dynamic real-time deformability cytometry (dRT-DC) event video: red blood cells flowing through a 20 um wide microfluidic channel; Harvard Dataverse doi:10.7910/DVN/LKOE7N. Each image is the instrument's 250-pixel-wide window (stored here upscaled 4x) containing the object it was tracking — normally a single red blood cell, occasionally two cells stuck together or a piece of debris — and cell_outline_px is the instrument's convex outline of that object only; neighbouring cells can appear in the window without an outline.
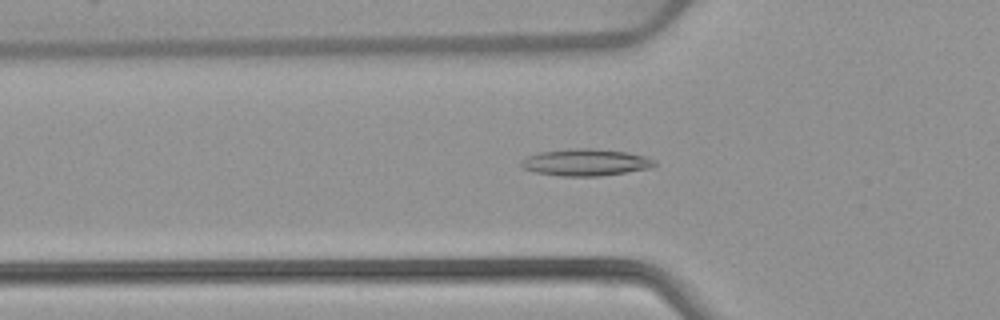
{"species": "common noctule bat (a hibernating species)", "species_latin": "Nyctalus noctula", "temperature_condition": "warm", "stored_images_in_passage": 52, "camera_frame_rate_fps": 3000, "um_per_image_px": 0.085, "animal": {"sex": "female", "body_mass_g": 22.7, "forearm_length_mm": 54.2}, "frame": {"image": 1, "passage_image": 18, "time_ms": 5.667, "image_size_px": [1000, 320], "cell_outline_px": [[656, 164], [652, 168], [600, 176], [560, 176], [536, 172], [524, 168], [520, 164], [520, 160], [528, 156], [540, 152], [572, 148], [592, 148], [628, 152], [644, 156], [656, 160]], "centroid_in_image_um": [49.8, 13.8], "position_along_channel_um": 76.0, "area_um2": 20.92}}
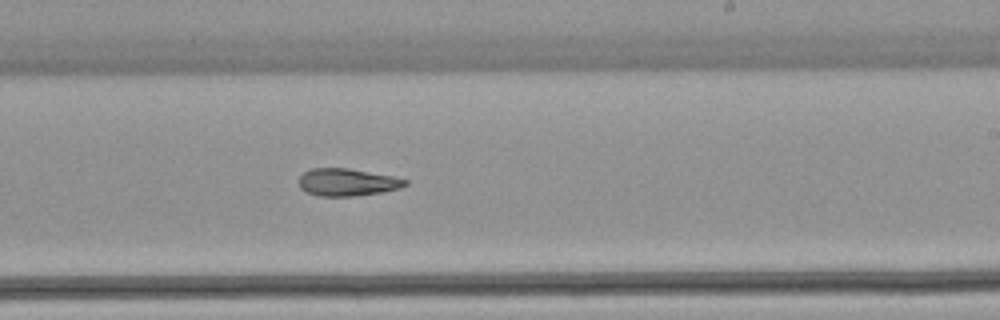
{"frame": {"image": 2, "passage_image": 32, "time_ms": 10.333, "image_size_px": [1000, 320], "cell_outline_px": [[408, 184], [400, 188], [380, 192], [352, 196], [320, 196], [304, 192], [300, 188], [300, 176], [304, 172], [312, 168], [348, 168], [392, 176], [408, 180]], "centroid_in_image_um": [29.5, 15.49], "position_along_channel_um": 259.5, "area_um2": 16.88}}
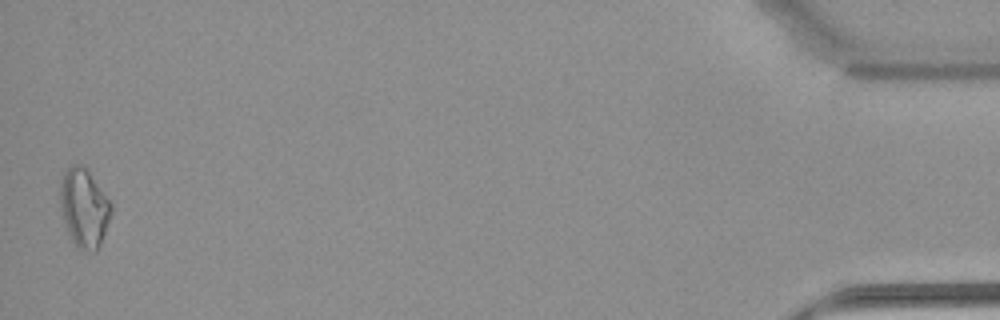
{"frame": {"image": 3, "passage_image": 52, "time_ms": 17.0, "image_size_px": [1000, 320], "cell_outline_px": [[112, 212], [100, 244], [96, 252], [88, 252], [76, 248], [68, 232], [60, 208], [60, 180], [64, 172], [72, 164], [80, 164], [88, 172], [112, 204]], "centroid_in_image_um": [7.13, 17.7], "position_along_channel_um": 428.1, "area_um2": 23.18}, "authors_computed_cell_mechanics": {"area_um2": 19.0162, "velocity_mm_per_s": 3.9221, "shape_relaxation_time_tau1_ms": null, "shape_relaxation_time_tau2_ms": 5.9332, "deformation_change_tau1": null, "deformation_change_tau2": 0.1624}}